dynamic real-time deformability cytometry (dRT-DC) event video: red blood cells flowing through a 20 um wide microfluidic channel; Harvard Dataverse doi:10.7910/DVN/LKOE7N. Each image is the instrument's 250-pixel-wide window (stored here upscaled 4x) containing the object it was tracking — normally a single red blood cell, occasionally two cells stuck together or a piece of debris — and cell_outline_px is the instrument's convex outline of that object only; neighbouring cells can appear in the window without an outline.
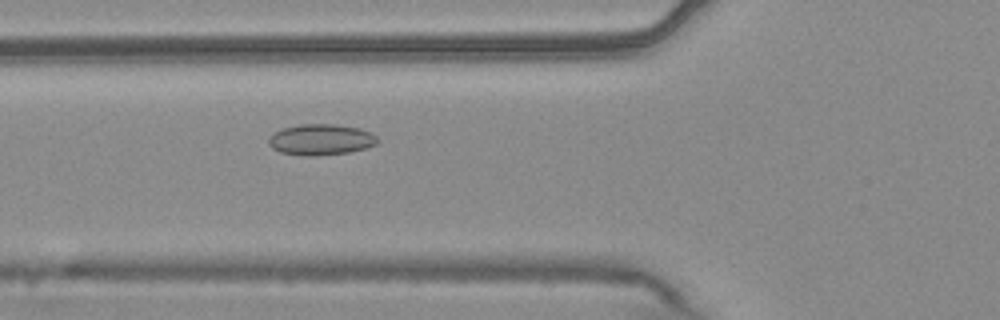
{"species": "common noctule bat (a hibernating species)", "species_latin": "Nyctalus noctula", "temperature_condition": "warm", "stored_images_in_passage": 37, "camera_frame_rate_fps": 3000, "um_per_image_px": 0.085, "animal": {"sex": "male", "body_mass_g": 20.4}, "frame": {"image": 1, "passage_image": 9, "time_ms": 2.667, "image_size_px": [1000, 320], "cell_outline_px": [[380, 140], [376, 144], [368, 148], [348, 152], [316, 156], [304, 156], [280, 152], [272, 148], [268, 144], [268, 140], [276, 132], [284, 128], [300, 124], [332, 124], [360, 128], [376, 136]], "centroid_in_image_um": [27.3, 11.88], "position_along_channel_um": 98.5, "area_um2": 19.59}}
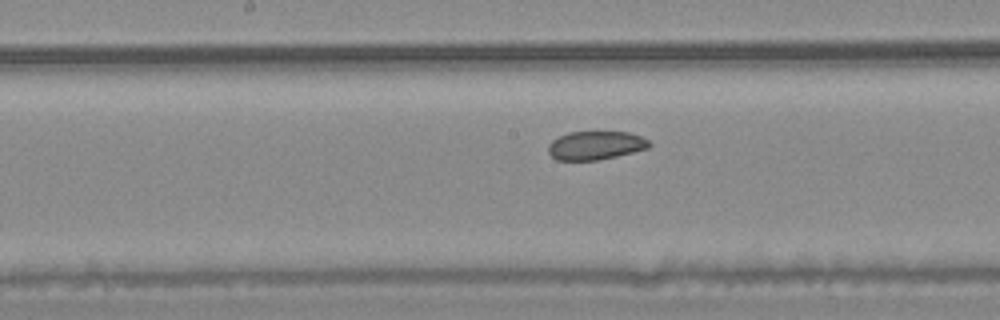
{"frame": {"image": 2, "passage_image": 17, "time_ms": 5.333, "image_size_px": [1000, 320], "cell_outline_px": [[652, 144], [648, 148], [616, 156], [596, 160], [556, 160], [548, 152], [548, 144], [552, 140], [568, 132], [628, 132], [640, 136], [648, 140]], "centroid_in_image_um": [50.61, 12.36], "position_along_channel_um": 197.6, "area_um2": 16.7}}
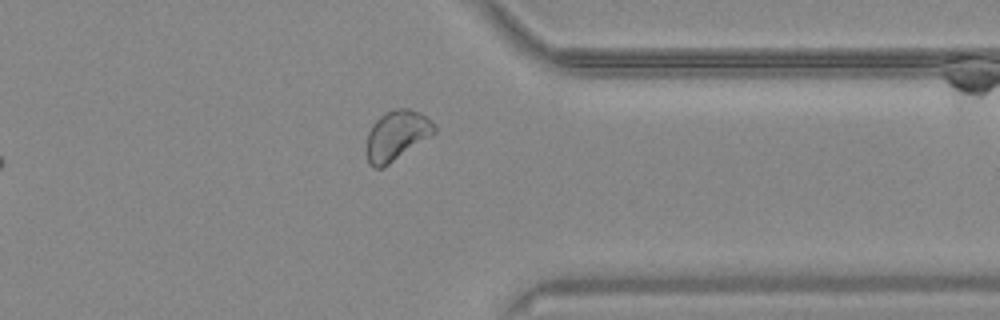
{"frame": {"image": 3, "passage_image": 32, "time_ms": 10.333, "image_size_px": [1000, 320], "cell_outline_px": [[436, 132], [388, 164], [380, 168], [376, 168], [368, 164], [364, 152], [364, 148], [368, 132], [372, 124], [384, 112], [396, 108], [408, 108], [420, 112], [436, 124]], "centroid_in_image_um": [33.66, 11.5], "position_along_channel_um": 377.7, "area_um2": 19.88}, "authors_computed_cell_mechanics": {"area_um2": 18.496, "velocity_mm_per_s": 3.7034, "shape_relaxation_time_tau1_ms": null, "shape_relaxation_time_tau2_ms": 3.5088, "deformation_change_tau1": null, "deformation_change_tau2": 0.0844}}